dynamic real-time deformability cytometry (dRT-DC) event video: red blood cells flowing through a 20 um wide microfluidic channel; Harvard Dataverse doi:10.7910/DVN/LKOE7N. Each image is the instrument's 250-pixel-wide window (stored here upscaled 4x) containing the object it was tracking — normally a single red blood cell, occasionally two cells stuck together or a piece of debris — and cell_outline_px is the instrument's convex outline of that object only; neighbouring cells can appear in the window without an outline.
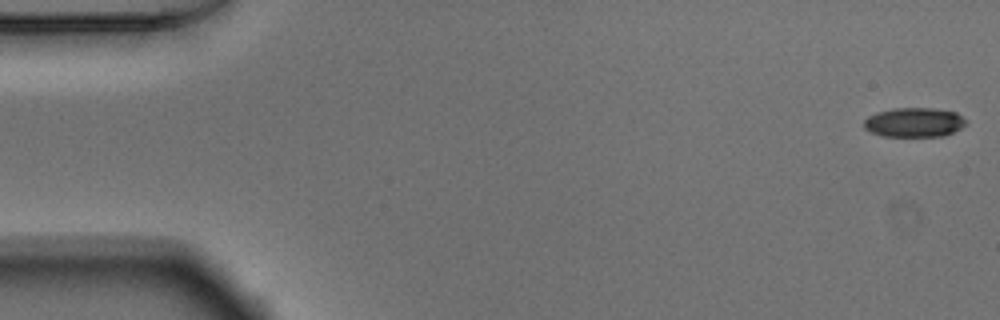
{"species": "Egyptian fruit bat (a non-hibernating species)", "species_latin": "Rousettus aegyptiacus", "temperature_condition": "warm", "stored_images_in_passage": 50, "camera_frame_rate_fps": 3000, "um_per_image_px": 0.085, "animal": {"sex": "male"}, "frame": {"image": 1, "passage_image": 1, "time_ms": 0.0, "image_size_px": [1000, 320], "cell_outline_px": [[968, 120], [960, 128], [944, 136], [880, 136], [868, 132], [864, 128], [864, 120], [868, 116], [876, 112], [892, 108], [932, 108], [956, 112]], "centroid_in_image_um": [77.66, 10.4], "position_along_channel_um": 7.3, "area_um2": 17.63}}
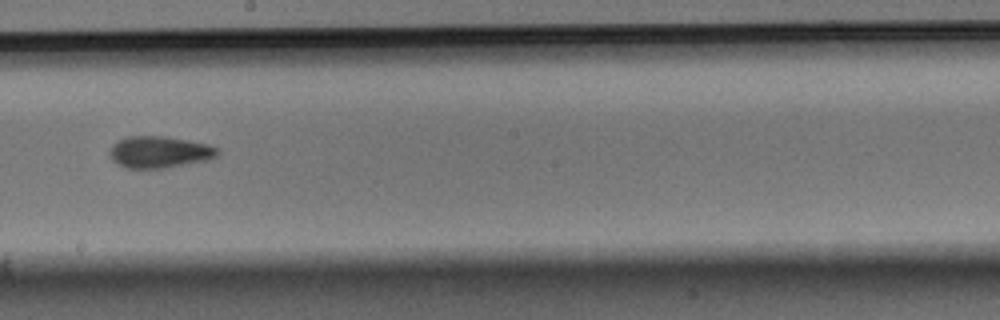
{"frame": {"image": 2, "passage_image": 29, "time_ms": 9.333, "image_size_px": [1000, 320], "cell_outline_px": [[220, 152], [216, 156], [208, 160], [164, 168], [128, 168], [112, 160], [108, 156], [108, 152], [112, 144], [128, 136], [164, 136], [188, 140], [208, 144], [216, 148]], "centroid_in_image_um": [13.53, 12.92], "position_along_channel_um": 234.7, "area_um2": 19.88}}
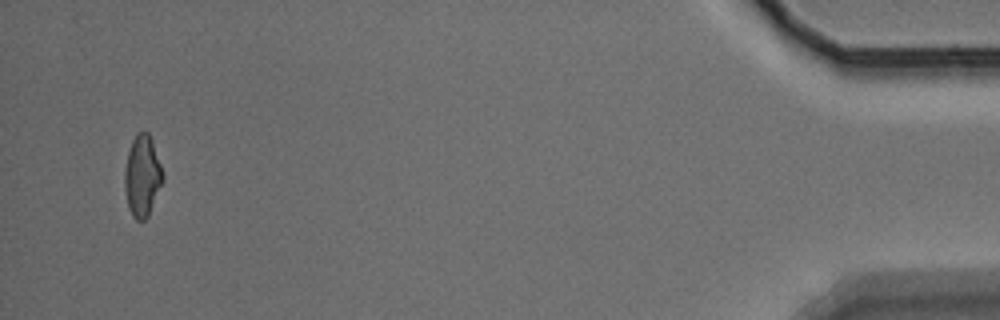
{"frame": {"image": 3, "passage_image": 50, "time_ms": 16.333, "image_size_px": [1000, 320], "cell_outline_px": [[164, 180], [148, 216], [144, 220], [136, 220], [132, 216], [128, 208], [124, 188], [124, 172], [128, 152], [132, 140], [136, 132], [148, 132], [152, 140], [164, 172]], "centroid_in_image_um": [12.1, 14.96], "position_along_channel_um": 423.1, "area_um2": 18.32}, "authors_computed_cell_mechanics": {"area_um2": 19.0451, "velocity_mm_per_s": 3.8878, "shape_relaxation_time_tau1_ms": null, "shape_relaxation_time_tau2_ms": 3.4383, "deformation_change_tau1": null, "deformation_change_tau2": 0.1112}}